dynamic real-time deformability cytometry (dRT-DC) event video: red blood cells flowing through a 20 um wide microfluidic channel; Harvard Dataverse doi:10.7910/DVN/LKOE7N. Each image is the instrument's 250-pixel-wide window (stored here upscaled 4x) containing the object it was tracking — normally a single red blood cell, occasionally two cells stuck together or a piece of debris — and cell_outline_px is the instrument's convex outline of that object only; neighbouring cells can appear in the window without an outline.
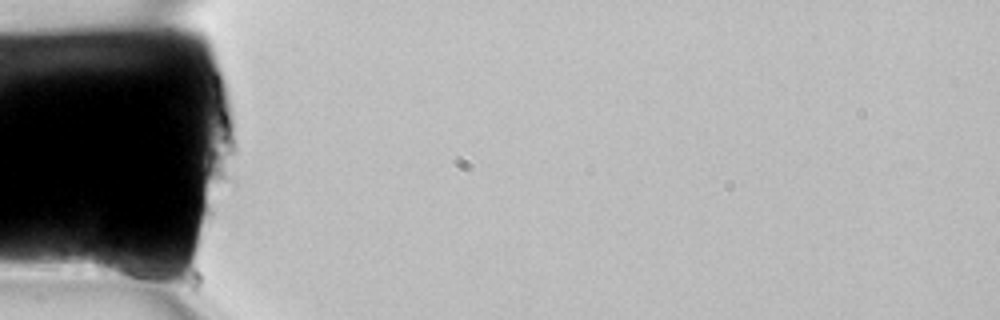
{"species": "common noctule bat (a hibernating species)", "species_latin": "Nyctalus noctula", "temperature_condition": "room temperature", "stored_images_in_passage": 3, "camera_frame_rate_fps": 3000, "um_per_image_px": 0.085, "animal": {"sex": "female", "body_mass_g": 22.7, "forearm_length_mm": 54.2}, "frame": {"image": 1, "passage_image": 1, "time_ms": 0.0, "image_size_px": [1000, 320], "cell_outline_px": [[164, 276], [156, 288], [148, 288], [96, 272], [92, 264], [92, 260], [96, 244], [136, 256]], "centroid_in_image_um": [10.62, 22.73], "position_along_channel_um": 74.4, "area_um2": 12.54}}